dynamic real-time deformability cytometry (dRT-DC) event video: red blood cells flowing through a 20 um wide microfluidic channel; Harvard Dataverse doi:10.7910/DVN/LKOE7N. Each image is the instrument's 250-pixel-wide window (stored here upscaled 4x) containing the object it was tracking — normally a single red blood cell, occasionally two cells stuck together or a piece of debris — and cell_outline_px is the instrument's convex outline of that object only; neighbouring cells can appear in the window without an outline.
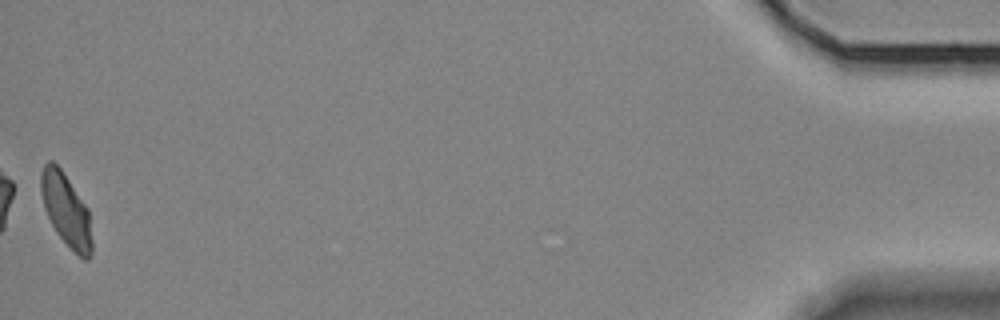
{"species": "Egyptian fruit bat (a non-hibernating species)", "species_latin": "Rousettus aegyptiacus", "temperature_condition": "room temperature", "stored_images_in_passage": 40, "camera_frame_rate_fps": 3000, "um_per_image_px": 0.085, "animal": {"sex": "female"}, "frame": {"image": 1, "passage_image": 40, "time_ms": 13.0, "image_size_px": [1000, 320], "cell_outline_px": [[92, 252], [88, 260], [84, 260], [56, 232], [44, 208], [40, 188], [40, 172], [44, 164], [48, 160], [52, 160], [60, 168], [88, 208], [92, 240]], "centroid_in_image_um": [5.61, 17.81], "position_along_channel_um": 429.6, "area_um2": 21.33}}